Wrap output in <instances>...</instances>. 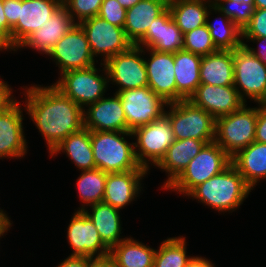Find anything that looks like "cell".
<instances>
[{
    "label": "cell",
    "mask_w": 266,
    "mask_h": 267,
    "mask_svg": "<svg viewBox=\"0 0 266 267\" xmlns=\"http://www.w3.org/2000/svg\"><path fill=\"white\" fill-rule=\"evenodd\" d=\"M3 10L9 26L13 28L19 18V0H3Z\"/></svg>",
    "instance_id": "7bdbcfd3"
},
{
    "label": "cell",
    "mask_w": 266,
    "mask_h": 267,
    "mask_svg": "<svg viewBox=\"0 0 266 267\" xmlns=\"http://www.w3.org/2000/svg\"><path fill=\"white\" fill-rule=\"evenodd\" d=\"M242 37H266V9H257L242 30Z\"/></svg>",
    "instance_id": "f35d334b"
},
{
    "label": "cell",
    "mask_w": 266,
    "mask_h": 267,
    "mask_svg": "<svg viewBox=\"0 0 266 267\" xmlns=\"http://www.w3.org/2000/svg\"><path fill=\"white\" fill-rule=\"evenodd\" d=\"M105 95L84 109V127L90 131H127V122L118 93Z\"/></svg>",
    "instance_id": "d6986e66"
},
{
    "label": "cell",
    "mask_w": 266,
    "mask_h": 267,
    "mask_svg": "<svg viewBox=\"0 0 266 267\" xmlns=\"http://www.w3.org/2000/svg\"><path fill=\"white\" fill-rule=\"evenodd\" d=\"M25 115L41 133L48 154L67 136L84 127V110L53 84L21 86ZM24 99V100H23Z\"/></svg>",
    "instance_id": "6da1fadb"
},
{
    "label": "cell",
    "mask_w": 266,
    "mask_h": 267,
    "mask_svg": "<svg viewBox=\"0 0 266 267\" xmlns=\"http://www.w3.org/2000/svg\"><path fill=\"white\" fill-rule=\"evenodd\" d=\"M80 172L75 186L81 202L77 210H84L89 205L103 202L107 172L99 168Z\"/></svg>",
    "instance_id": "d6a6232c"
},
{
    "label": "cell",
    "mask_w": 266,
    "mask_h": 267,
    "mask_svg": "<svg viewBox=\"0 0 266 267\" xmlns=\"http://www.w3.org/2000/svg\"><path fill=\"white\" fill-rule=\"evenodd\" d=\"M156 248L127 236L110 250L116 267H154Z\"/></svg>",
    "instance_id": "f546056e"
},
{
    "label": "cell",
    "mask_w": 266,
    "mask_h": 267,
    "mask_svg": "<svg viewBox=\"0 0 266 267\" xmlns=\"http://www.w3.org/2000/svg\"><path fill=\"white\" fill-rule=\"evenodd\" d=\"M253 189L230 164L221 173L194 187L185 197L196 200L219 214L239 210Z\"/></svg>",
    "instance_id": "7a4b0ae2"
},
{
    "label": "cell",
    "mask_w": 266,
    "mask_h": 267,
    "mask_svg": "<svg viewBox=\"0 0 266 267\" xmlns=\"http://www.w3.org/2000/svg\"><path fill=\"white\" fill-rule=\"evenodd\" d=\"M83 211L92 220L103 243L110 250L127 238L125 235H121L123 233L121 210L104 202H99L87 206Z\"/></svg>",
    "instance_id": "d4e9b609"
},
{
    "label": "cell",
    "mask_w": 266,
    "mask_h": 267,
    "mask_svg": "<svg viewBox=\"0 0 266 267\" xmlns=\"http://www.w3.org/2000/svg\"><path fill=\"white\" fill-rule=\"evenodd\" d=\"M130 138L134 140L127 131H91L96 168L107 173L147 170L138 164Z\"/></svg>",
    "instance_id": "3957f363"
},
{
    "label": "cell",
    "mask_w": 266,
    "mask_h": 267,
    "mask_svg": "<svg viewBox=\"0 0 266 267\" xmlns=\"http://www.w3.org/2000/svg\"><path fill=\"white\" fill-rule=\"evenodd\" d=\"M24 103L15 99L0 113V159H24L28 144L23 120Z\"/></svg>",
    "instance_id": "5bb4252c"
},
{
    "label": "cell",
    "mask_w": 266,
    "mask_h": 267,
    "mask_svg": "<svg viewBox=\"0 0 266 267\" xmlns=\"http://www.w3.org/2000/svg\"><path fill=\"white\" fill-rule=\"evenodd\" d=\"M213 0H169L168 9L183 32L193 31L206 24L207 14Z\"/></svg>",
    "instance_id": "4dcf8cb0"
},
{
    "label": "cell",
    "mask_w": 266,
    "mask_h": 267,
    "mask_svg": "<svg viewBox=\"0 0 266 267\" xmlns=\"http://www.w3.org/2000/svg\"><path fill=\"white\" fill-rule=\"evenodd\" d=\"M231 164L254 190L261 180L266 181V144L252 142L231 157Z\"/></svg>",
    "instance_id": "484cf974"
},
{
    "label": "cell",
    "mask_w": 266,
    "mask_h": 267,
    "mask_svg": "<svg viewBox=\"0 0 266 267\" xmlns=\"http://www.w3.org/2000/svg\"><path fill=\"white\" fill-rule=\"evenodd\" d=\"M165 115L169 118L175 140L215 141L216 119L191 101L168 103Z\"/></svg>",
    "instance_id": "52a82bcc"
},
{
    "label": "cell",
    "mask_w": 266,
    "mask_h": 267,
    "mask_svg": "<svg viewBox=\"0 0 266 267\" xmlns=\"http://www.w3.org/2000/svg\"><path fill=\"white\" fill-rule=\"evenodd\" d=\"M214 141H202L193 138L175 140L169 147L164 158L155 167L165 172L166 181L160 186L162 190L167 188L188 166L201 149Z\"/></svg>",
    "instance_id": "603a6c76"
},
{
    "label": "cell",
    "mask_w": 266,
    "mask_h": 267,
    "mask_svg": "<svg viewBox=\"0 0 266 267\" xmlns=\"http://www.w3.org/2000/svg\"><path fill=\"white\" fill-rule=\"evenodd\" d=\"M234 87L247 103H258L266 93V64L244 45L233 50Z\"/></svg>",
    "instance_id": "30bf717a"
},
{
    "label": "cell",
    "mask_w": 266,
    "mask_h": 267,
    "mask_svg": "<svg viewBox=\"0 0 266 267\" xmlns=\"http://www.w3.org/2000/svg\"><path fill=\"white\" fill-rule=\"evenodd\" d=\"M242 41L247 50H249L262 63L266 64V37H242ZM248 42H252L253 44L251 43L249 45ZM255 43L256 47L254 46Z\"/></svg>",
    "instance_id": "60d3db41"
},
{
    "label": "cell",
    "mask_w": 266,
    "mask_h": 267,
    "mask_svg": "<svg viewBox=\"0 0 266 267\" xmlns=\"http://www.w3.org/2000/svg\"><path fill=\"white\" fill-rule=\"evenodd\" d=\"M231 1H233V3H239V2L244 1L245 3H248V4H254V0H231Z\"/></svg>",
    "instance_id": "816d5d0a"
},
{
    "label": "cell",
    "mask_w": 266,
    "mask_h": 267,
    "mask_svg": "<svg viewBox=\"0 0 266 267\" xmlns=\"http://www.w3.org/2000/svg\"><path fill=\"white\" fill-rule=\"evenodd\" d=\"M8 83V81L1 79L0 76V113L16 99L15 95H13L14 89Z\"/></svg>",
    "instance_id": "ee69618b"
},
{
    "label": "cell",
    "mask_w": 266,
    "mask_h": 267,
    "mask_svg": "<svg viewBox=\"0 0 266 267\" xmlns=\"http://www.w3.org/2000/svg\"><path fill=\"white\" fill-rule=\"evenodd\" d=\"M213 3L241 30L250 22L255 11V4H248L244 1L233 3L231 0H214Z\"/></svg>",
    "instance_id": "d590c367"
},
{
    "label": "cell",
    "mask_w": 266,
    "mask_h": 267,
    "mask_svg": "<svg viewBox=\"0 0 266 267\" xmlns=\"http://www.w3.org/2000/svg\"><path fill=\"white\" fill-rule=\"evenodd\" d=\"M12 28L9 26L7 18L3 10V0H0V52L17 53L16 48L13 46L11 39Z\"/></svg>",
    "instance_id": "ab89813d"
},
{
    "label": "cell",
    "mask_w": 266,
    "mask_h": 267,
    "mask_svg": "<svg viewBox=\"0 0 266 267\" xmlns=\"http://www.w3.org/2000/svg\"><path fill=\"white\" fill-rule=\"evenodd\" d=\"M258 104H260V105H265V106H266V93H265V95L263 96V98L258 102Z\"/></svg>",
    "instance_id": "f5cc1de1"
},
{
    "label": "cell",
    "mask_w": 266,
    "mask_h": 267,
    "mask_svg": "<svg viewBox=\"0 0 266 267\" xmlns=\"http://www.w3.org/2000/svg\"><path fill=\"white\" fill-rule=\"evenodd\" d=\"M135 45L158 52L175 53L183 50L184 34L167 9L153 20L146 34Z\"/></svg>",
    "instance_id": "7402d4cb"
},
{
    "label": "cell",
    "mask_w": 266,
    "mask_h": 267,
    "mask_svg": "<svg viewBox=\"0 0 266 267\" xmlns=\"http://www.w3.org/2000/svg\"><path fill=\"white\" fill-rule=\"evenodd\" d=\"M185 236L167 237L159 244L154 257V267H186L195 257L187 255Z\"/></svg>",
    "instance_id": "836d02e7"
},
{
    "label": "cell",
    "mask_w": 266,
    "mask_h": 267,
    "mask_svg": "<svg viewBox=\"0 0 266 267\" xmlns=\"http://www.w3.org/2000/svg\"><path fill=\"white\" fill-rule=\"evenodd\" d=\"M134 152L138 164L147 169L155 168L166 155L168 147L175 141L169 118H161L132 131Z\"/></svg>",
    "instance_id": "ba28073f"
},
{
    "label": "cell",
    "mask_w": 266,
    "mask_h": 267,
    "mask_svg": "<svg viewBox=\"0 0 266 267\" xmlns=\"http://www.w3.org/2000/svg\"><path fill=\"white\" fill-rule=\"evenodd\" d=\"M56 267H87V257L67 256Z\"/></svg>",
    "instance_id": "f6af8a7d"
},
{
    "label": "cell",
    "mask_w": 266,
    "mask_h": 267,
    "mask_svg": "<svg viewBox=\"0 0 266 267\" xmlns=\"http://www.w3.org/2000/svg\"><path fill=\"white\" fill-rule=\"evenodd\" d=\"M189 101L210 113L215 119L239 110L246 103L234 85L209 84H200Z\"/></svg>",
    "instance_id": "ffe728a7"
},
{
    "label": "cell",
    "mask_w": 266,
    "mask_h": 267,
    "mask_svg": "<svg viewBox=\"0 0 266 267\" xmlns=\"http://www.w3.org/2000/svg\"><path fill=\"white\" fill-rule=\"evenodd\" d=\"M87 267H116L113 259L110 256L102 258H88Z\"/></svg>",
    "instance_id": "7dc6e473"
},
{
    "label": "cell",
    "mask_w": 266,
    "mask_h": 267,
    "mask_svg": "<svg viewBox=\"0 0 266 267\" xmlns=\"http://www.w3.org/2000/svg\"><path fill=\"white\" fill-rule=\"evenodd\" d=\"M75 24L62 4L47 22L31 33L16 50L21 52L24 48L33 49L32 51L45 56Z\"/></svg>",
    "instance_id": "44dd1931"
},
{
    "label": "cell",
    "mask_w": 266,
    "mask_h": 267,
    "mask_svg": "<svg viewBox=\"0 0 266 267\" xmlns=\"http://www.w3.org/2000/svg\"><path fill=\"white\" fill-rule=\"evenodd\" d=\"M183 50L200 56H206L218 51L206 24L184 34Z\"/></svg>",
    "instance_id": "e575fe53"
},
{
    "label": "cell",
    "mask_w": 266,
    "mask_h": 267,
    "mask_svg": "<svg viewBox=\"0 0 266 267\" xmlns=\"http://www.w3.org/2000/svg\"><path fill=\"white\" fill-rule=\"evenodd\" d=\"M212 14L218 15L214 22ZM206 25L217 50L233 51L243 45L242 30L214 4L208 11Z\"/></svg>",
    "instance_id": "1f68e13d"
},
{
    "label": "cell",
    "mask_w": 266,
    "mask_h": 267,
    "mask_svg": "<svg viewBox=\"0 0 266 267\" xmlns=\"http://www.w3.org/2000/svg\"><path fill=\"white\" fill-rule=\"evenodd\" d=\"M86 34L94 58L104 63L116 54L126 52L133 44L127 39L124 28L98 16L79 23ZM101 58V59H100Z\"/></svg>",
    "instance_id": "7c38bea8"
},
{
    "label": "cell",
    "mask_w": 266,
    "mask_h": 267,
    "mask_svg": "<svg viewBox=\"0 0 266 267\" xmlns=\"http://www.w3.org/2000/svg\"><path fill=\"white\" fill-rule=\"evenodd\" d=\"M103 64L109 85L116 86L115 93L148 86L144 48L132 45L126 52L108 58Z\"/></svg>",
    "instance_id": "9c48e42d"
},
{
    "label": "cell",
    "mask_w": 266,
    "mask_h": 267,
    "mask_svg": "<svg viewBox=\"0 0 266 267\" xmlns=\"http://www.w3.org/2000/svg\"><path fill=\"white\" fill-rule=\"evenodd\" d=\"M65 154L79 171L95 169L91 131L85 127L63 139L48 155L50 158Z\"/></svg>",
    "instance_id": "4316f807"
},
{
    "label": "cell",
    "mask_w": 266,
    "mask_h": 267,
    "mask_svg": "<svg viewBox=\"0 0 266 267\" xmlns=\"http://www.w3.org/2000/svg\"><path fill=\"white\" fill-rule=\"evenodd\" d=\"M63 4V0H19L18 22L12 28L11 39L17 47L34 31L42 27Z\"/></svg>",
    "instance_id": "ac0fdd59"
},
{
    "label": "cell",
    "mask_w": 266,
    "mask_h": 267,
    "mask_svg": "<svg viewBox=\"0 0 266 267\" xmlns=\"http://www.w3.org/2000/svg\"><path fill=\"white\" fill-rule=\"evenodd\" d=\"M186 267H216L209 258L202 257L201 255H196L187 265Z\"/></svg>",
    "instance_id": "c3c4849f"
},
{
    "label": "cell",
    "mask_w": 266,
    "mask_h": 267,
    "mask_svg": "<svg viewBox=\"0 0 266 267\" xmlns=\"http://www.w3.org/2000/svg\"><path fill=\"white\" fill-rule=\"evenodd\" d=\"M103 0H63V5L67 8L76 24L97 16Z\"/></svg>",
    "instance_id": "8d00e7d4"
},
{
    "label": "cell",
    "mask_w": 266,
    "mask_h": 267,
    "mask_svg": "<svg viewBox=\"0 0 266 267\" xmlns=\"http://www.w3.org/2000/svg\"><path fill=\"white\" fill-rule=\"evenodd\" d=\"M245 103L239 110L216 119L215 142L230 156L255 141L257 106Z\"/></svg>",
    "instance_id": "8992f818"
},
{
    "label": "cell",
    "mask_w": 266,
    "mask_h": 267,
    "mask_svg": "<svg viewBox=\"0 0 266 267\" xmlns=\"http://www.w3.org/2000/svg\"><path fill=\"white\" fill-rule=\"evenodd\" d=\"M202 56L185 50L174 53V71L177 87V102L189 100L200 83Z\"/></svg>",
    "instance_id": "83f0119b"
},
{
    "label": "cell",
    "mask_w": 266,
    "mask_h": 267,
    "mask_svg": "<svg viewBox=\"0 0 266 267\" xmlns=\"http://www.w3.org/2000/svg\"><path fill=\"white\" fill-rule=\"evenodd\" d=\"M144 61L147 69L148 87L167 103L177 102L174 53L144 48Z\"/></svg>",
    "instance_id": "2e32d148"
},
{
    "label": "cell",
    "mask_w": 266,
    "mask_h": 267,
    "mask_svg": "<svg viewBox=\"0 0 266 267\" xmlns=\"http://www.w3.org/2000/svg\"><path fill=\"white\" fill-rule=\"evenodd\" d=\"M257 105V122L255 129V141L266 144V106Z\"/></svg>",
    "instance_id": "b9f144b4"
},
{
    "label": "cell",
    "mask_w": 266,
    "mask_h": 267,
    "mask_svg": "<svg viewBox=\"0 0 266 267\" xmlns=\"http://www.w3.org/2000/svg\"><path fill=\"white\" fill-rule=\"evenodd\" d=\"M123 8L126 10L129 8H132L136 3H138L141 0H117Z\"/></svg>",
    "instance_id": "681fc988"
},
{
    "label": "cell",
    "mask_w": 266,
    "mask_h": 267,
    "mask_svg": "<svg viewBox=\"0 0 266 267\" xmlns=\"http://www.w3.org/2000/svg\"><path fill=\"white\" fill-rule=\"evenodd\" d=\"M231 157L214 141L206 144L182 173L164 191L185 197L194 187L221 173Z\"/></svg>",
    "instance_id": "5b68a950"
},
{
    "label": "cell",
    "mask_w": 266,
    "mask_h": 267,
    "mask_svg": "<svg viewBox=\"0 0 266 267\" xmlns=\"http://www.w3.org/2000/svg\"><path fill=\"white\" fill-rule=\"evenodd\" d=\"M52 84L83 110L104 97L110 88L105 65L101 62L99 66L67 71Z\"/></svg>",
    "instance_id": "277c9868"
},
{
    "label": "cell",
    "mask_w": 266,
    "mask_h": 267,
    "mask_svg": "<svg viewBox=\"0 0 266 267\" xmlns=\"http://www.w3.org/2000/svg\"><path fill=\"white\" fill-rule=\"evenodd\" d=\"M67 229V244L72 248L69 256L102 258L110 249L103 243L97 228L83 210H74Z\"/></svg>",
    "instance_id": "9a60e30c"
},
{
    "label": "cell",
    "mask_w": 266,
    "mask_h": 267,
    "mask_svg": "<svg viewBox=\"0 0 266 267\" xmlns=\"http://www.w3.org/2000/svg\"><path fill=\"white\" fill-rule=\"evenodd\" d=\"M124 109L127 132L137 127L147 125L161 118L166 111L168 103L156 95L148 86L119 91Z\"/></svg>",
    "instance_id": "4fadbf2b"
},
{
    "label": "cell",
    "mask_w": 266,
    "mask_h": 267,
    "mask_svg": "<svg viewBox=\"0 0 266 267\" xmlns=\"http://www.w3.org/2000/svg\"><path fill=\"white\" fill-rule=\"evenodd\" d=\"M46 56L56 64L55 67L58 66V75L100 63L92 55L86 34L79 24H75Z\"/></svg>",
    "instance_id": "8fae6325"
},
{
    "label": "cell",
    "mask_w": 266,
    "mask_h": 267,
    "mask_svg": "<svg viewBox=\"0 0 266 267\" xmlns=\"http://www.w3.org/2000/svg\"><path fill=\"white\" fill-rule=\"evenodd\" d=\"M199 74L201 84L234 85L233 51L218 50L202 56Z\"/></svg>",
    "instance_id": "f1b7e54d"
},
{
    "label": "cell",
    "mask_w": 266,
    "mask_h": 267,
    "mask_svg": "<svg viewBox=\"0 0 266 267\" xmlns=\"http://www.w3.org/2000/svg\"><path fill=\"white\" fill-rule=\"evenodd\" d=\"M6 212V210L1 209L0 207V236L8 235L6 233L8 231L10 232V229L13 226V220L11 221V217H9Z\"/></svg>",
    "instance_id": "bcb514c9"
},
{
    "label": "cell",
    "mask_w": 266,
    "mask_h": 267,
    "mask_svg": "<svg viewBox=\"0 0 266 267\" xmlns=\"http://www.w3.org/2000/svg\"><path fill=\"white\" fill-rule=\"evenodd\" d=\"M169 0H141L126 10L124 32L135 45L147 32L150 24L168 9Z\"/></svg>",
    "instance_id": "cb8c5ba5"
},
{
    "label": "cell",
    "mask_w": 266,
    "mask_h": 267,
    "mask_svg": "<svg viewBox=\"0 0 266 267\" xmlns=\"http://www.w3.org/2000/svg\"><path fill=\"white\" fill-rule=\"evenodd\" d=\"M255 8L266 9V0H254Z\"/></svg>",
    "instance_id": "f907efd6"
},
{
    "label": "cell",
    "mask_w": 266,
    "mask_h": 267,
    "mask_svg": "<svg viewBox=\"0 0 266 267\" xmlns=\"http://www.w3.org/2000/svg\"><path fill=\"white\" fill-rule=\"evenodd\" d=\"M97 16L123 28L126 21V9L117 0H103Z\"/></svg>",
    "instance_id": "74e56055"
},
{
    "label": "cell",
    "mask_w": 266,
    "mask_h": 267,
    "mask_svg": "<svg viewBox=\"0 0 266 267\" xmlns=\"http://www.w3.org/2000/svg\"><path fill=\"white\" fill-rule=\"evenodd\" d=\"M149 174L148 170L107 173L103 202L119 210L134 204L144 192L142 182Z\"/></svg>",
    "instance_id": "e0dca14e"
}]
</instances>
